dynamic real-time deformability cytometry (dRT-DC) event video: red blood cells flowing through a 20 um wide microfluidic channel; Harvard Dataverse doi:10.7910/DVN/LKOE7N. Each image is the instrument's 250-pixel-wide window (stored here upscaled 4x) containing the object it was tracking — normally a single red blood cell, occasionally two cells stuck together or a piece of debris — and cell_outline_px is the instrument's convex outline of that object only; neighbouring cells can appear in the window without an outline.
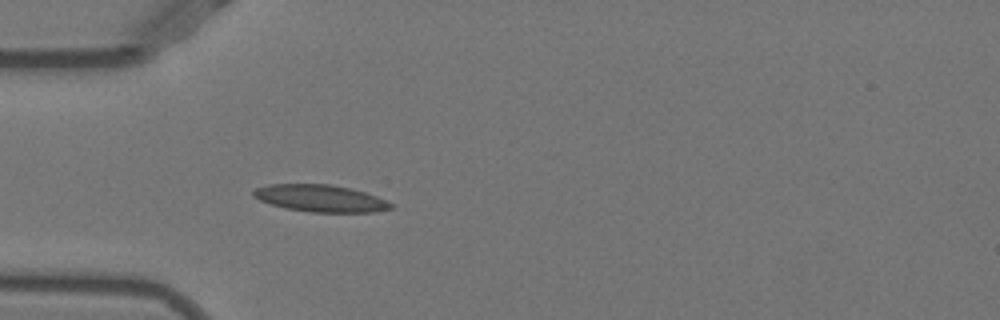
{"species": "Egyptian fruit bat (a non-hibernating species)", "species_latin": "Rousettus aegyptiacus", "temperature_condition": "warm", "stored_images_in_passage": 41, "camera_frame_rate_fps": 3000, "um_per_image_px": 0.085, "animal": {"sex": "female"}, "frame": {"image": 1, "passage_image": 15, "time_ms": 4.667, "image_size_px": [1000, 320], "cell_outline_px": [[396, 204], [392, 208], [372, 212], [312, 212], [284, 208], [260, 200], [252, 196], [252, 192], [256, 188], [268, 184], [328, 184], [352, 188], [376, 196]], "centroid_in_image_um": [27.25, 16.85], "position_along_channel_um": 57.8, "area_um2": 21.68}}
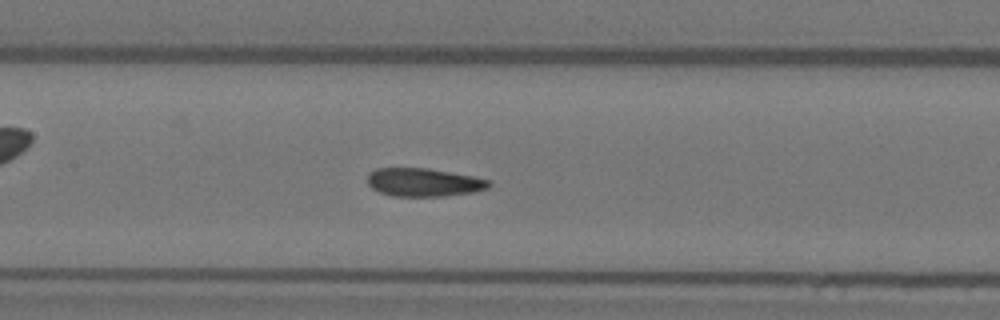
{"frame": {"image": 2, "passage_image": 24, "time_ms": 7.667, "image_size_px": [1000, 320], "cell_outline_px": [[492, 184], [488, 188], [472, 192], [444, 196], [392, 196], [380, 192], [372, 188], [368, 184], [368, 172], [376, 168], [428, 168], [472, 176], [492, 180]], "centroid_in_image_um": [36.02, 15.49], "position_along_channel_um": 171.4, "area_um2": 20.06}}
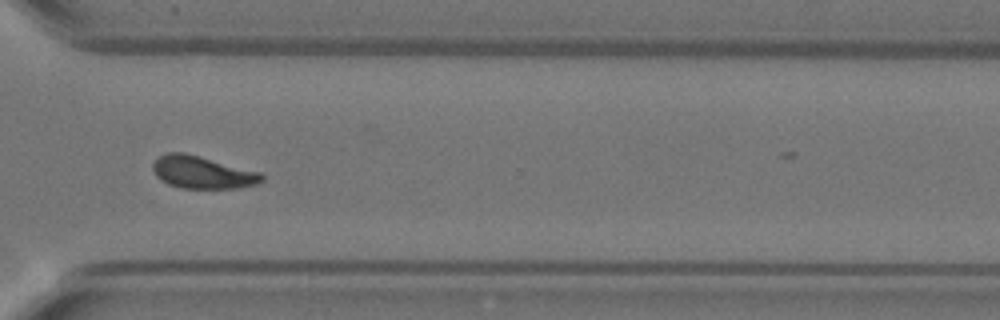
{"frame": {"image": 3, "passage_image": 38, "time_ms": 12.333, "image_size_px": [1000, 320], "cell_outline_px": [[264, 180], [256, 184], [236, 188], [180, 188], [168, 184], [160, 180], [156, 176], [152, 168], [152, 164], [160, 156], [168, 152], [184, 152], [260, 172], [264, 176]], "centroid_in_image_um": [17.18, 14.65], "position_along_channel_um": 353.4, "area_um2": 20.52}}